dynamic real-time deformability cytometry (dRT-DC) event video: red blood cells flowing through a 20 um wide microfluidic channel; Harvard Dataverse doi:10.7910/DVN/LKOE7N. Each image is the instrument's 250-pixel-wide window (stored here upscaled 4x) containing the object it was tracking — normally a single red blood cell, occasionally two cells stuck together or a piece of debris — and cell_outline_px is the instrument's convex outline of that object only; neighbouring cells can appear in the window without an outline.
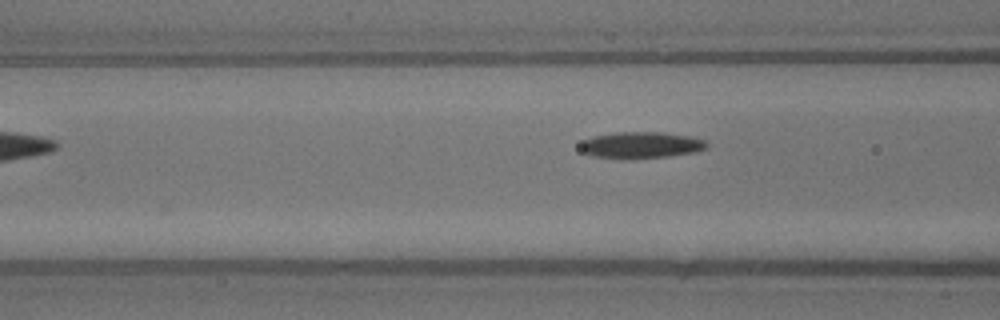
{"species": "common noctule bat (a hibernating species)", "species_latin": "Nyctalus noctula", "temperature_condition": "warm", "stored_images_in_passage": 7, "camera_frame_rate_fps": 3000, "um_per_image_px": 0.085, "animal": {"sex": "male", "body_mass_g": 13.3}, "frame": {"image": 1, "passage_image": 7, "time_ms": 2.0, "image_size_px": [1000, 320], "cell_outline_px": [[708, 144], [704, 148], [696, 152], [668, 156], [628, 160], [620, 160], [588, 156], [580, 148], [580, 144], [584, 140], [592, 136], [616, 132], [660, 132], [688, 136], [704, 140]], "centroid_in_image_um": [54.4, 12.35], "position_along_channel_um": 112.2, "area_um2": 19.83}}